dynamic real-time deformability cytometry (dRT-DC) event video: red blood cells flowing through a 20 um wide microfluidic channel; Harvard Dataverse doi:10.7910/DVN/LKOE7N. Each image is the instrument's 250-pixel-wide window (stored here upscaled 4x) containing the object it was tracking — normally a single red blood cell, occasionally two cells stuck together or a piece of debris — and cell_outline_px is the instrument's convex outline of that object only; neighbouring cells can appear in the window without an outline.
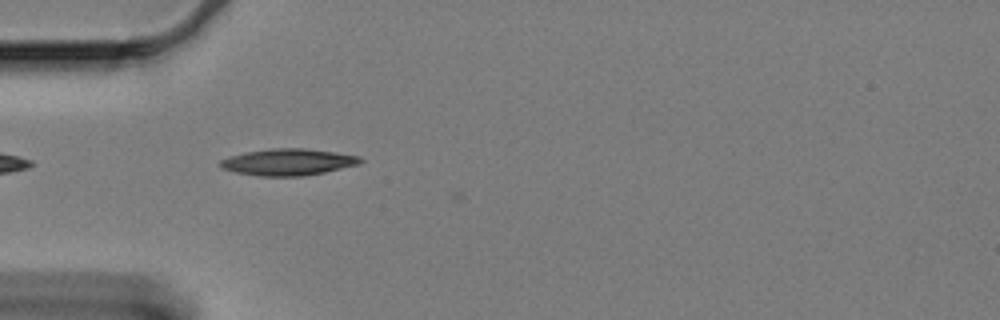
{"species": "Egyptian fruit bat (a non-hibernating species)", "species_latin": "Rousettus aegyptiacus", "temperature_condition": "cold", "stored_images_in_passage": 19, "camera_frame_rate_fps": 3000, "um_per_image_px": 0.085, "animal": {"sex": "female"}, "frame": {"image": 1, "passage_image": 1, "time_ms": 0.0, "image_size_px": [1000, 320], "cell_outline_px": [[364, 160], [360, 164], [324, 172], [304, 176], [260, 176], [236, 172], [220, 168], [220, 160], [244, 152], [268, 148], [304, 148], [360, 156]], "centroid_in_image_um": [24.49, 13.77], "position_along_channel_um": 60.5, "area_um2": 21.68}}
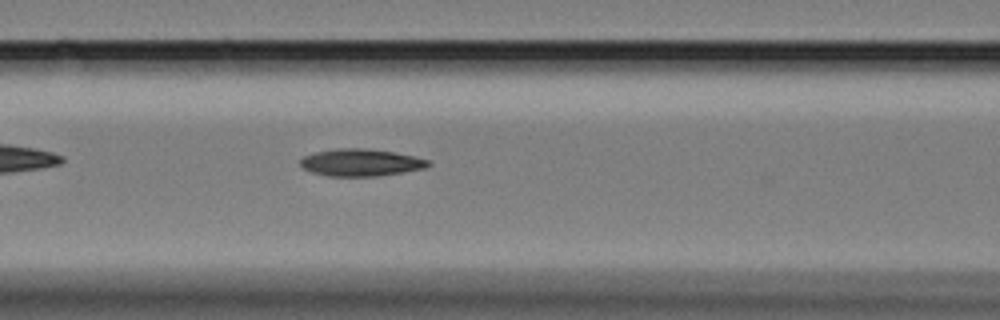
{"frame": {"image": 2, "passage_image": 8, "time_ms": 2.333, "image_size_px": [1000, 320], "cell_outline_px": [[432, 164], [424, 168], [376, 176], [328, 176], [312, 172], [304, 168], [300, 164], [300, 160], [304, 156], [316, 152], [336, 148], [364, 148], [396, 152], [432, 160]], "centroid_in_image_um": [30.7, 13.8], "position_along_channel_um": 135.9, "area_um2": 20.23}}
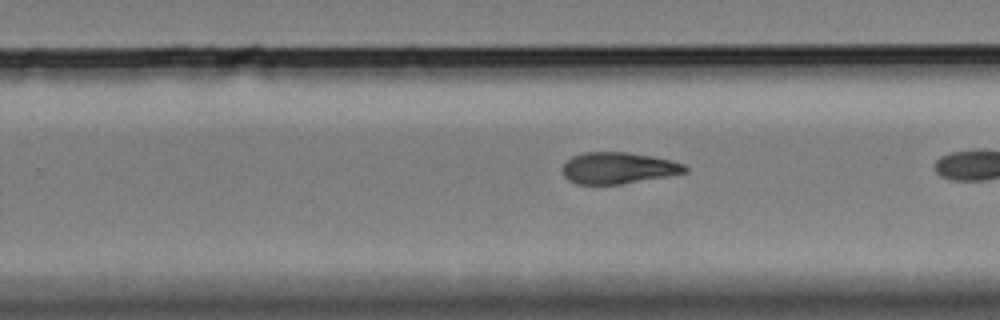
{"frame": {"image": 3, "passage_image": 18, "time_ms": 5.667, "image_size_px": [1000, 320], "cell_outline_px": [[688, 172], [668, 176], [620, 184], [576, 184], [568, 180], [564, 176], [564, 160], [572, 156], [584, 152], [628, 152], [652, 156], [672, 160], [684, 164], [688, 168]], "centroid_in_image_um": [52.55, 14.27], "position_along_channel_um": 277.2, "area_um2": 22.54}}